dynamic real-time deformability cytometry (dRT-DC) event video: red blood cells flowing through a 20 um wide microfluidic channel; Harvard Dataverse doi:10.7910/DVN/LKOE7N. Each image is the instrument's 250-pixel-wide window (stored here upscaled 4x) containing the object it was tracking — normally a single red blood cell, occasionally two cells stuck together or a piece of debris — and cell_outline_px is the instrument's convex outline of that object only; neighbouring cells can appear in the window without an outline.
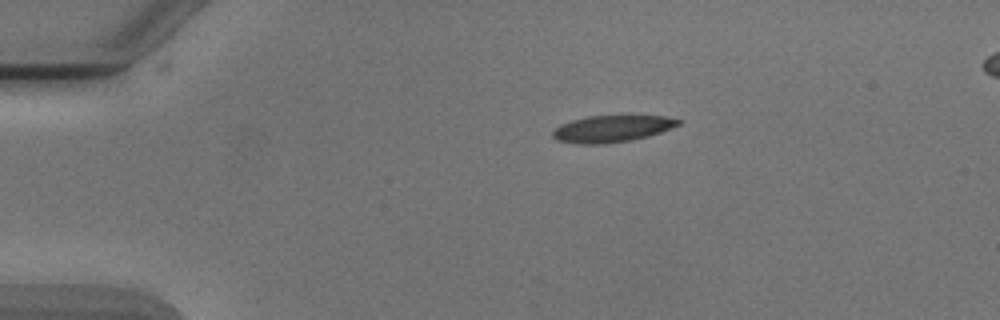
{"species": "Egyptian fruit bat (a non-hibernating species)", "species_latin": "Rousettus aegyptiacus", "temperature_condition": "cold", "stored_images_in_passage": 3, "camera_frame_rate_fps": 3000, "um_per_image_px": 0.085, "animal": {"sex": "male"}, "frame": {"image": 1, "passage_image": 1, "time_ms": 0.0, "image_size_px": [1000, 320], "cell_outline_px": [[680, 124], [660, 132], [648, 136], [628, 140], [604, 144], [576, 144], [556, 140], [552, 136], [552, 132], [560, 124], [572, 120], [588, 116], [664, 116], [680, 120]], "centroid_in_image_um": [51.96, 10.95], "position_along_channel_um": 33.0, "area_um2": 19.36}}
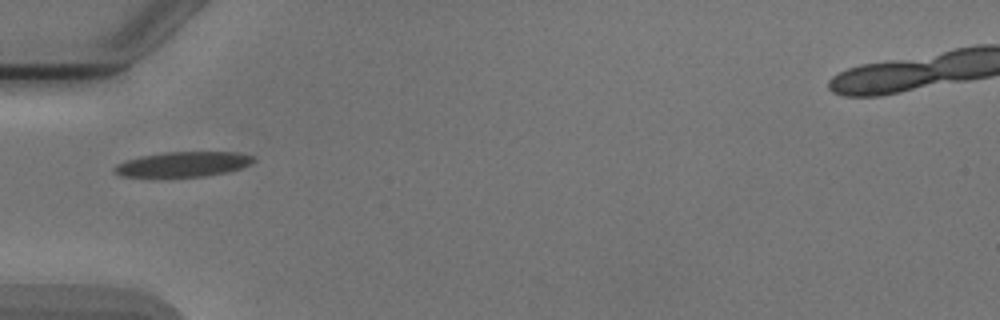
{"frame": {"image": 2, "passage_image": 3, "time_ms": 2.333, "image_size_px": [1000, 320], "cell_outline_px": [[256, 160], [252, 164], [240, 168], [224, 172], [204, 176], [120, 176], [116, 172], [116, 164], [140, 156], [164, 152], [236, 152], [252, 156]], "centroid_in_image_um": [15.61, 13.94], "position_along_channel_um": 69.4, "area_um2": 19.83}}